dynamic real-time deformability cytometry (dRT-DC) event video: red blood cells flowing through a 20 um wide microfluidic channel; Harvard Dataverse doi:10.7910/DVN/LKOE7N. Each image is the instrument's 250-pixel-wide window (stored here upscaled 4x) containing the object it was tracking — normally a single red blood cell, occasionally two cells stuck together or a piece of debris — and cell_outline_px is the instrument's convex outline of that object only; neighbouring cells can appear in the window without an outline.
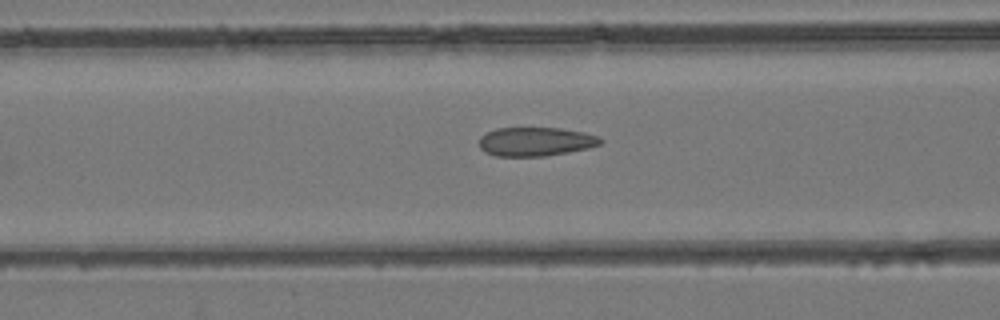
{"species": "common noctule bat (a hibernating species)", "species_latin": "Nyctalus noctula", "temperature_condition": "room temperature", "stored_images_in_passage": 38, "camera_frame_rate_fps": 3000, "um_per_image_px": 0.085, "animal": {"sex": "female", "body_mass_g": 24.6, "forearm_length_mm": 56.2}, "frame": {"image": 1, "passage_image": 11, "time_ms": 3.333, "image_size_px": [1000, 320], "cell_outline_px": [[604, 140], [600, 144], [588, 148], [568, 152], [544, 156], [496, 156], [484, 152], [480, 148], [480, 136], [496, 128], [560, 128], [584, 132], [596, 136]], "centroid_in_image_um": [45.51, 12.04], "position_along_channel_um": 121.1, "area_um2": 20.35}}
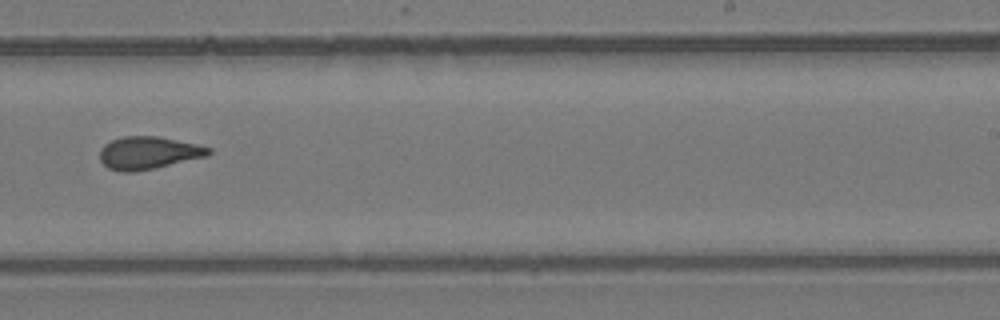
{"frame": {"image": 2, "passage_image": 22, "time_ms": 7.0, "image_size_px": [1000, 320], "cell_outline_px": [[212, 152], [208, 156], [156, 168], [136, 172], [120, 172], [108, 168], [100, 160], [100, 148], [104, 144], [112, 140], [124, 136], [160, 136], [196, 144], [212, 148]], "centroid_in_image_um": [12.62, 13.0], "position_along_channel_um": 276.4, "area_um2": 20.92}}
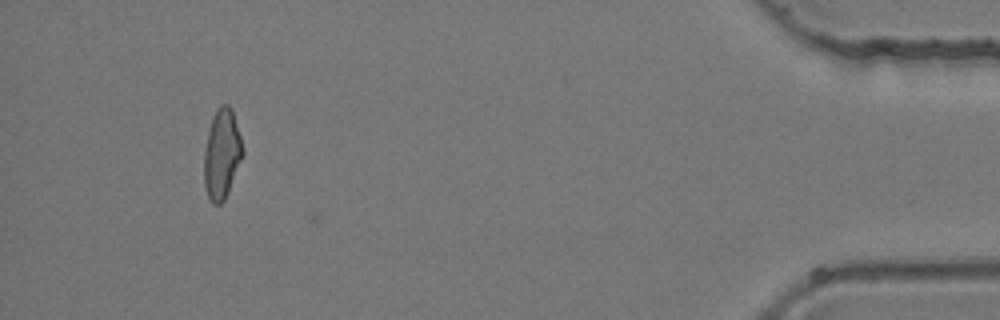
{"frame": {"image": 3, "passage_image": 37, "time_ms": 12.0, "image_size_px": [1000, 320], "cell_outline_px": [[244, 152], [228, 192], [224, 200], [220, 204], [212, 204], [208, 196], [204, 184], [204, 152], [208, 132], [212, 116], [216, 108], [220, 104], [228, 104], [232, 108], [244, 148]], "centroid_in_image_um": [18.86, 13.06], "position_along_channel_um": 416.3, "area_um2": 20.29}}